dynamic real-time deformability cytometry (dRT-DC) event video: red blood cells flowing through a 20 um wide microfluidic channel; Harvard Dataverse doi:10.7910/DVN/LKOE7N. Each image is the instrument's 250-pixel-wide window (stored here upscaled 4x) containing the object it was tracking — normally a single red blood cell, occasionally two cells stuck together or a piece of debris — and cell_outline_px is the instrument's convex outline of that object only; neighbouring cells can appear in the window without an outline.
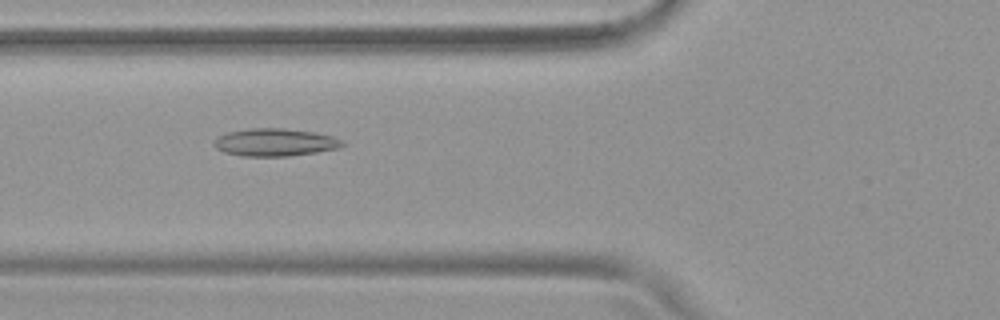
{"species": "common noctule bat (a hibernating species)", "species_latin": "Nyctalus noctula", "temperature_condition": "warm", "stored_images_in_passage": 54, "camera_frame_rate_fps": 3000, "um_per_image_px": 0.085, "animal": {"sex": "female", "body_mass_g": 19.9}, "frame": {"image": 1, "passage_image": 21, "time_ms": 6.667, "image_size_px": [1000, 320], "cell_outline_px": [[348, 144], [340, 148], [316, 152], [288, 156], [240, 156], [224, 152], [216, 148], [212, 144], [216, 136], [228, 132], [248, 128], [284, 128], [312, 132], [332, 136]], "centroid_in_image_um": [23.34, 12.1], "position_along_channel_um": 102.5, "area_um2": 20.81}}
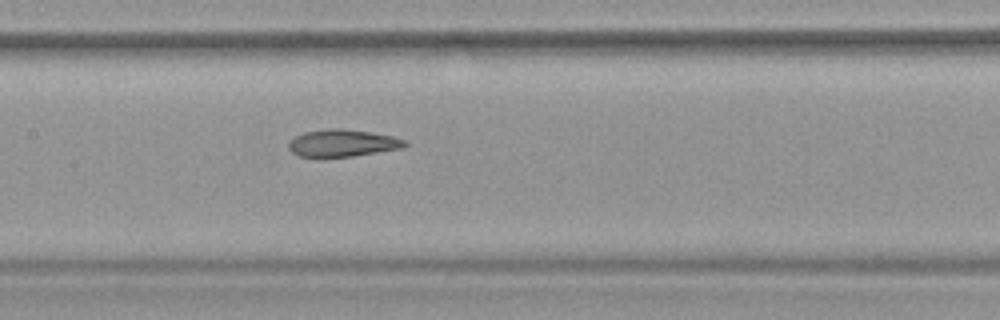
{"frame": {"image": 2, "passage_image": 27, "time_ms": 8.667, "image_size_px": [1000, 320], "cell_outline_px": [[408, 144], [404, 148], [352, 156], [296, 156], [288, 148], [288, 144], [296, 136], [304, 132], [328, 128], [340, 128], [368, 132], [392, 136], [408, 140]], "centroid_in_image_um": [29.15, 12.15], "position_along_channel_um": 178.3, "area_um2": 18.26}}
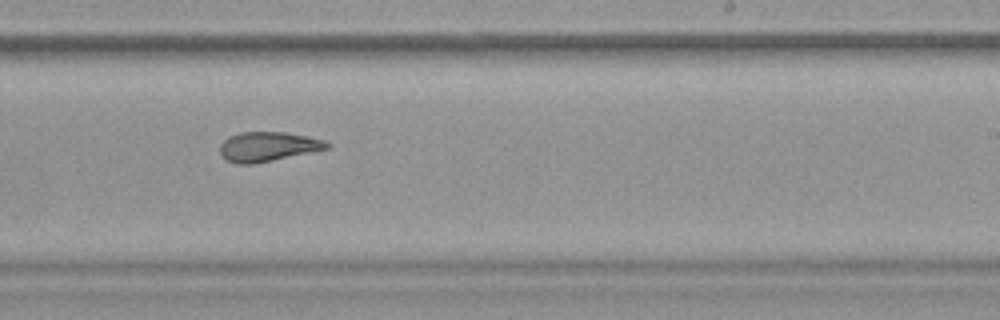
{"frame": {"image": 3, "passage_image": 34, "time_ms": 11.0, "image_size_px": [1000, 320], "cell_outline_px": [[332, 144], [328, 148], [272, 160], [252, 164], [236, 164], [224, 160], [220, 152], [220, 144], [228, 136], [240, 132], [284, 132], [324, 140]], "centroid_in_image_um": [22.71, 12.46], "position_along_channel_um": 266.3, "area_um2": 18.26}, "authors_computed_cell_mechanics": {"area_um2": 21.6172, "velocity_mm_per_s": 3.783, "shape_relaxation_time_tau1_ms": null, "shape_relaxation_time_tau2_ms": 2.124, "deformation_change_tau1": null, "deformation_change_tau2": 0.0957}}